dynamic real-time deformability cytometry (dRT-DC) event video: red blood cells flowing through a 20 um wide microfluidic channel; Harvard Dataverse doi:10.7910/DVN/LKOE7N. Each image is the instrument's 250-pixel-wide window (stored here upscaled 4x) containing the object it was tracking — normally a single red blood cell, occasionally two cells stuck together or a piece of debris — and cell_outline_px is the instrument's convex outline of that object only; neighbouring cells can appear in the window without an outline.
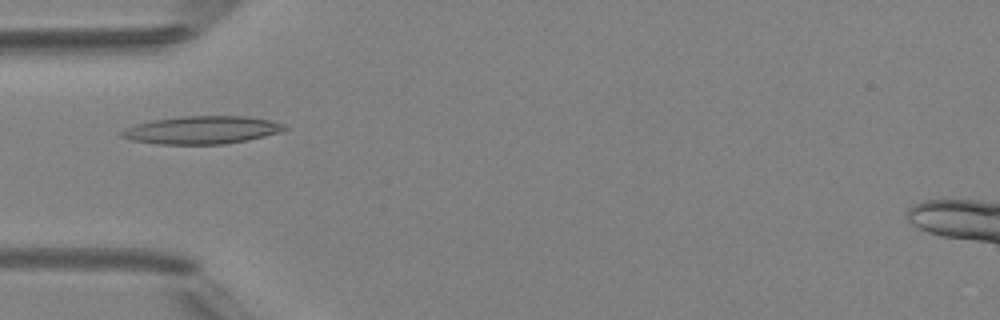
{"species": "Egyptian fruit bat (a non-hibernating species)", "species_latin": "Rousettus aegyptiacus", "temperature_condition": "room temperature", "stored_images_in_passage": 49, "camera_frame_rate_fps": 3000, "um_per_image_px": 0.085, "animal": {"sex": "female"}, "frame": {"image": 1, "passage_image": 16, "time_ms": 5.0, "image_size_px": [1000, 320], "cell_outline_px": [[288, 128], [280, 132], [248, 140], [224, 144], [156, 144], [132, 140], [120, 136], [120, 132], [124, 128], [136, 124], [152, 120], [184, 116], [244, 116], [268, 120], [284, 124]], "centroid_in_image_um": [17.13, 11.05], "position_along_channel_um": 67.9, "area_um2": 26.36}}
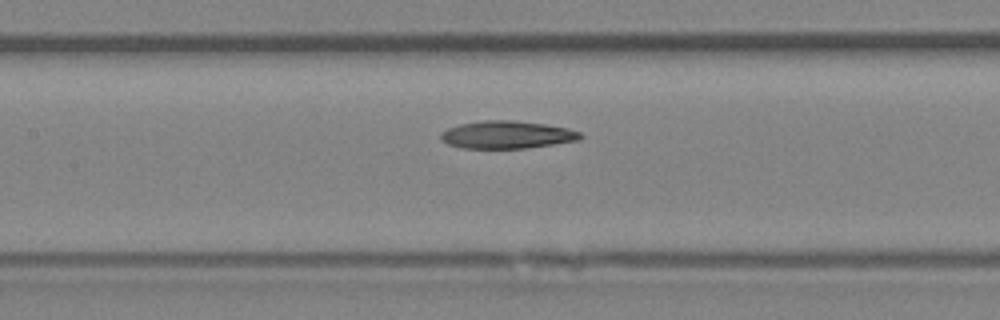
{"frame": {"image": 2, "passage_image": 23, "time_ms": 7.333, "image_size_px": [1000, 320], "cell_outline_px": [[584, 136], [580, 140], [524, 148], [464, 148], [448, 144], [440, 140], [440, 132], [448, 128], [460, 124], [484, 120], [512, 120], [544, 124], [568, 128], [580, 132]], "centroid_in_image_um": [43.08, 11.45], "position_along_channel_um": 164.3, "area_um2": 22.43}}
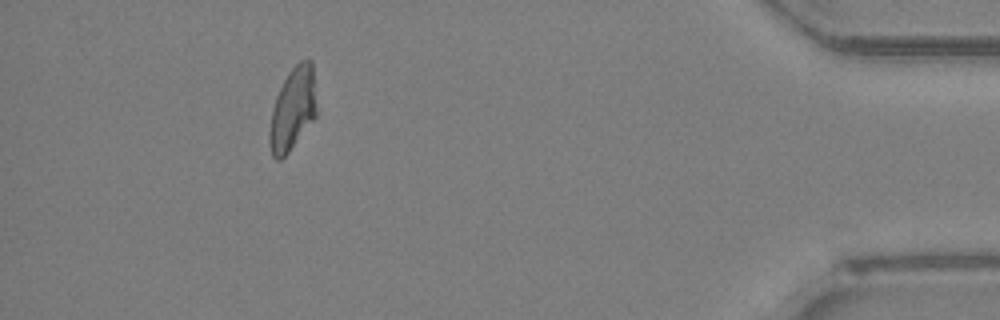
{"frame": {"image": 3, "passage_image": 45, "time_ms": 14.667, "image_size_px": [1000, 320], "cell_outline_px": [[316, 116], [288, 152], [280, 160], [276, 160], [272, 156], [268, 140], [268, 136], [272, 108], [276, 96], [288, 72], [300, 60], [312, 60], [316, 108]], "centroid_in_image_um": [24.86, 9.28], "position_along_channel_um": 410.3, "area_um2": 22.48}, "authors_computed_cell_mechanics": {"area_um2": 23.1778, "velocity_mm_per_s": 4.1536, "shape_relaxation_time_tau1_ms": null, "shape_relaxation_time_tau2_ms": 5.3932, "deformation_change_tau1": null, "deformation_change_tau2": 0.1399}}